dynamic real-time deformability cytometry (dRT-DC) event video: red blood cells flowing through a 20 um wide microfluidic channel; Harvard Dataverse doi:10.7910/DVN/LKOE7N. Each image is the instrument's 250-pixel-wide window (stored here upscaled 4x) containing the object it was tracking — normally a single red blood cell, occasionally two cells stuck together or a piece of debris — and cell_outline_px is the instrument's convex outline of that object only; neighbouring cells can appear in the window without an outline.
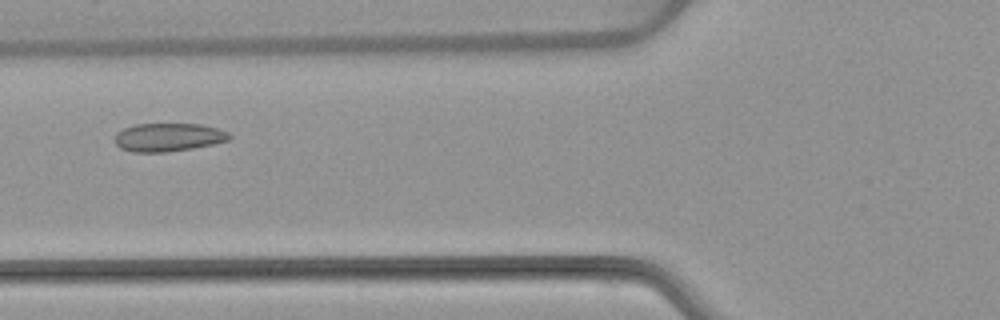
{"species": "common noctule bat (a hibernating species)", "species_latin": "Nyctalus noctula", "temperature_condition": "warm", "stored_images_in_passage": 48, "camera_frame_rate_fps": 3000, "um_per_image_px": 0.085, "animal": {"sex": "female", "body_mass_g": 22.7, "forearm_length_mm": 54.2}, "frame": {"image": 1, "passage_image": 15, "time_ms": 4.667, "image_size_px": [1000, 320], "cell_outline_px": [[232, 136], [228, 140], [212, 144], [192, 148], [168, 152], [132, 152], [120, 148], [116, 144], [116, 132], [124, 128], [136, 124], [200, 124], [216, 128], [228, 132]], "centroid_in_image_um": [14.29, 11.67], "position_along_channel_um": 111.5, "area_um2": 18.79}}
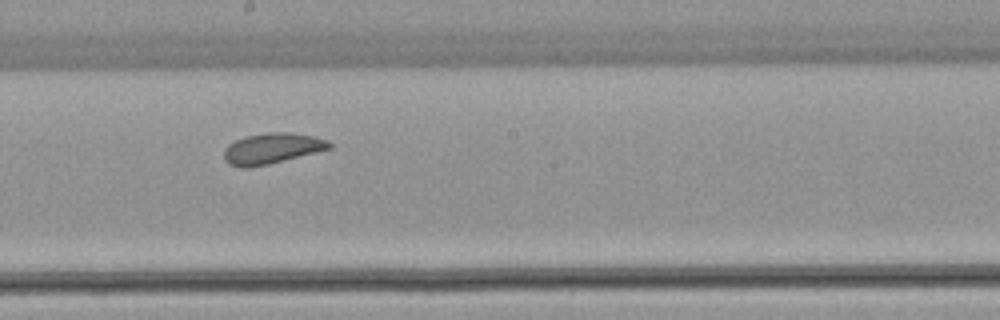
{"frame": {"image": 2, "passage_image": 24, "time_ms": 7.667, "image_size_px": [1000, 320], "cell_outline_px": [[332, 148], [268, 164], [248, 168], [240, 168], [228, 164], [224, 160], [224, 148], [228, 144], [244, 136], [268, 132], [288, 132], [312, 136], [328, 140], [332, 144]], "centroid_in_image_um": [23.08, 12.62], "position_along_channel_um": 225.1, "area_um2": 18.9}}
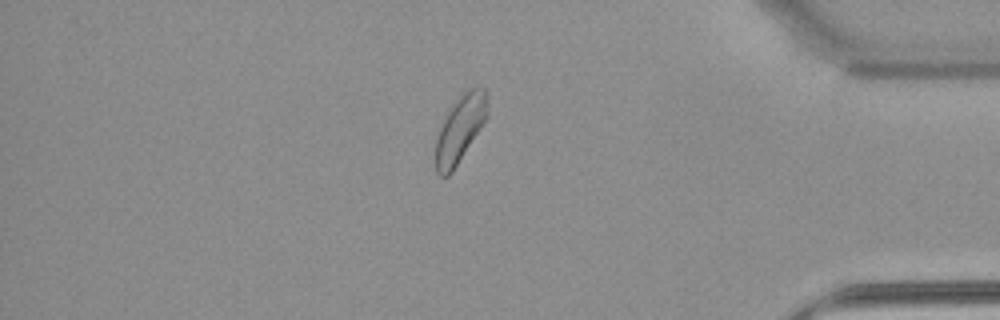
{"frame": {"image": 3, "passage_image": 40, "time_ms": 13.0, "image_size_px": [1000, 320], "cell_outline_px": [[488, 116], [452, 172], [448, 176], [440, 176], [436, 172], [436, 140], [440, 128], [448, 112], [460, 96], [468, 88], [484, 88], [488, 92]], "centroid_in_image_um": [39.14, 10.94], "position_along_channel_um": 396.1, "area_um2": 19.77}, "authors_computed_cell_mechanics": {"area_um2": 19.6231, "velocity_mm_per_s": 3.7931, "shape_relaxation_time_tau1_ms": 3.4969, "shape_relaxation_time_tau2_ms": 2.0312, "deformation_change_tau1": 0.0567, "deformation_change_tau2": 0.08}}